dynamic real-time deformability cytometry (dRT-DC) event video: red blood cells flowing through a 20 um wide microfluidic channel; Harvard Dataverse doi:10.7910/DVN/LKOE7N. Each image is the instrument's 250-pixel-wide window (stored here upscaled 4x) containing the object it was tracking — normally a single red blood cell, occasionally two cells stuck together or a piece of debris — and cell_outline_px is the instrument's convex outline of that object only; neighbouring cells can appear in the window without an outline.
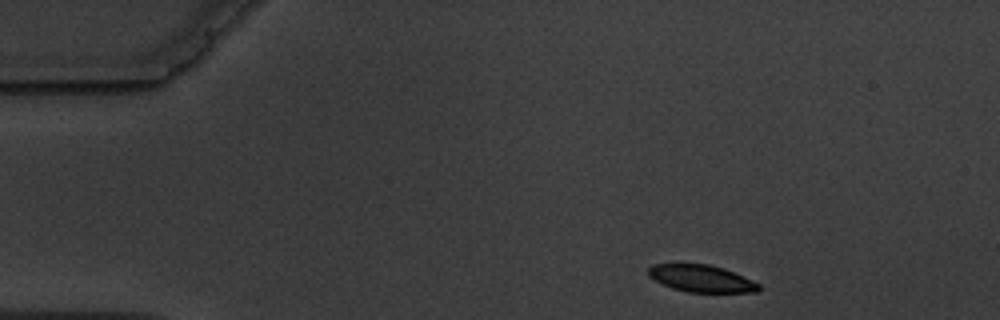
{"species": "common noctule bat (a hibernating species)", "species_latin": "Nyctalus noctula", "temperature_condition": "warm", "stored_images_in_passage": 4, "camera_frame_rate_fps": 3000, "um_per_image_px": 0.085, "animal": {"sex": "male", "body_mass_g": 19.5, "forearm_length_mm": 54.6}, "frame": {"image": 1, "passage_image": 1, "time_ms": 0.0, "image_size_px": [1000, 320], "cell_outline_px": [[760, 288], [756, 292], [688, 292], [672, 288], [660, 284], [648, 276], [648, 268], [652, 264], [708, 264], [724, 268], [752, 280], [760, 284]], "centroid_in_image_um": [59.58, 23.67], "position_along_channel_um": 25.4, "area_um2": 17.46}}